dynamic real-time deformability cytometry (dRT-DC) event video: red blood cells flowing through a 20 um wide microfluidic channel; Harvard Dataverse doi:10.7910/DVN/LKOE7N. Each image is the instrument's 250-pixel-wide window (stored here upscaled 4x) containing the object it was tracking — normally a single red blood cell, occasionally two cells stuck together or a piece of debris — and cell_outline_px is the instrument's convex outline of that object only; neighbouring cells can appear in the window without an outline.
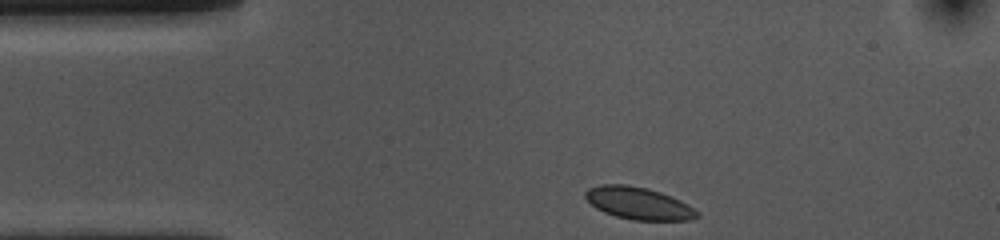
{"species": "common noctule bat (a hibernating species)", "species_latin": "Nyctalus noctula", "temperature_condition": "cold", "stored_images_in_passage": 34, "camera_frame_rate_fps": 3000, "um_per_image_px": 0.085, "animal": {"sex": "female", "body_mass_g": 10.0, "forearm_length_mm": 53.1}, "frame": {"image": 1, "passage_image": 1, "time_ms": 0.0, "image_size_px": [1000, 240], "cell_outline_px": [[700, 216], [692, 220], [632, 220], [616, 216], [604, 212], [596, 208], [584, 196], [584, 192], [588, 188], [600, 184], [624, 184], [648, 188], [672, 196], [688, 204], [700, 212]], "centroid_in_image_um": [54.3, 17.27], "position_along_channel_um": 30.7, "area_um2": 21.15}}
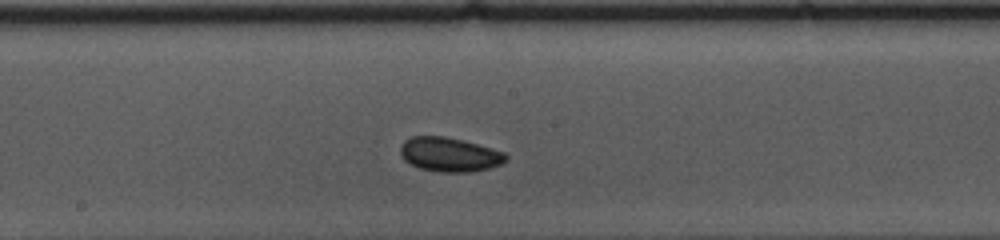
{"frame": {"image": 2, "passage_image": 19, "time_ms": 6.0, "image_size_px": [1000, 240], "cell_outline_px": [[508, 160], [500, 164], [488, 168], [468, 172], [440, 172], [420, 168], [404, 160], [400, 156], [400, 144], [404, 140], [412, 136], [444, 136], [464, 140], [504, 152], [508, 156]], "centroid_in_image_um": [38.18, 13.12], "position_along_channel_um": 210.0, "area_um2": 21.1}}
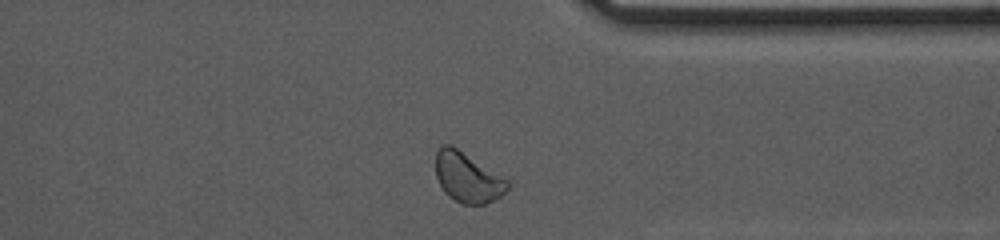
{"frame": {"image": 3, "passage_image": 33, "time_ms": 10.667, "image_size_px": [1000, 240], "cell_outline_px": [[508, 188], [500, 196], [484, 204], [460, 204], [448, 196], [444, 192], [436, 176], [436, 152], [440, 144], [452, 144], [508, 180]], "centroid_in_image_um": [39.7, 15.06], "position_along_channel_um": 371.7, "area_um2": 20.87}, "authors_computed_cell_mechanics": {"area_um2": 20.3456, "velocity_mm_per_s": 3.5789, "shape_relaxation_time_tau1_ms": 2.9313, "shape_relaxation_time_tau2_ms": null, "deformation_change_tau1": 0.0707, "deformation_change_tau2": null}}